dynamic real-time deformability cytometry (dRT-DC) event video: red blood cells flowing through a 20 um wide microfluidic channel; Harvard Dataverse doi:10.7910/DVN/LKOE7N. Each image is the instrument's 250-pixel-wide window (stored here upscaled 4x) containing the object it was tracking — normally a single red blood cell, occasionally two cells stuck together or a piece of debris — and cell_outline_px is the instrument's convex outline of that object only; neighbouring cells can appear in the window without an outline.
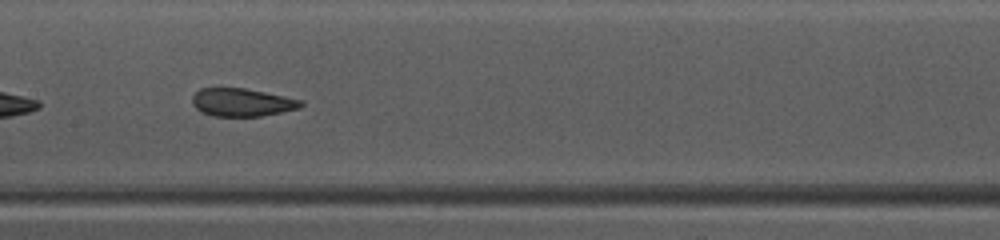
{"species": "common noctule bat (a hibernating species)", "species_latin": "Nyctalus noctula", "temperature_condition": "warm", "stored_images_in_passage": 35, "camera_frame_rate_fps": 3000, "um_per_image_px": 0.085, "animal": {"sex": "female", "body_mass_g": 10.0, "forearm_length_mm": 53.1}, "frame": {"image": 1, "passage_image": 16, "time_ms": 5.0, "image_size_px": [1000, 240], "cell_outline_px": [[304, 104], [300, 108], [260, 116], [212, 116], [200, 112], [192, 104], [192, 96], [200, 88], [244, 88], [304, 100]], "centroid_in_image_um": [20.55, 8.7], "position_along_channel_um": 186.8, "area_um2": 17.74}}
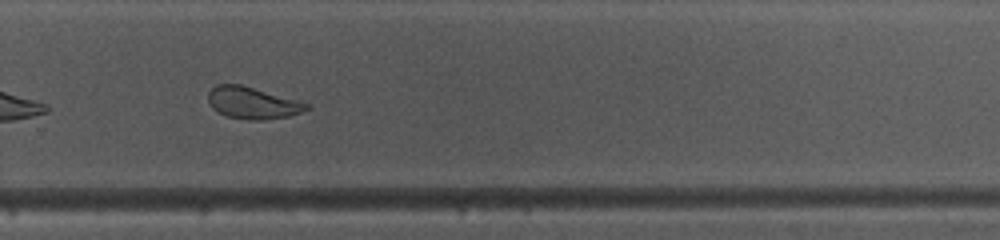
{"frame": {"image": 2, "passage_image": 25, "time_ms": 8.0, "image_size_px": [1000, 240], "cell_outline_px": [[312, 108], [288, 116], [264, 120], [248, 120], [228, 116], [212, 108], [208, 104], [208, 92], [216, 84], [240, 84], [312, 104]], "centroid_in_image_um": [21.48, 8.74], "position_along_channel_um": 308.3, "area_um2": 18.26}, "authors_computed_cell_mechanics": {"area_um2": 19.1896, "velocity_mm_per_s": 4.0726, "shape_relaxation_time_tau1_ms": 6.7053, "shape_relaxation_time_tau2_ms": 1.0581, "deformation_change_tau1": 0.1786, "deformation_change_tau2": 0.0779}}